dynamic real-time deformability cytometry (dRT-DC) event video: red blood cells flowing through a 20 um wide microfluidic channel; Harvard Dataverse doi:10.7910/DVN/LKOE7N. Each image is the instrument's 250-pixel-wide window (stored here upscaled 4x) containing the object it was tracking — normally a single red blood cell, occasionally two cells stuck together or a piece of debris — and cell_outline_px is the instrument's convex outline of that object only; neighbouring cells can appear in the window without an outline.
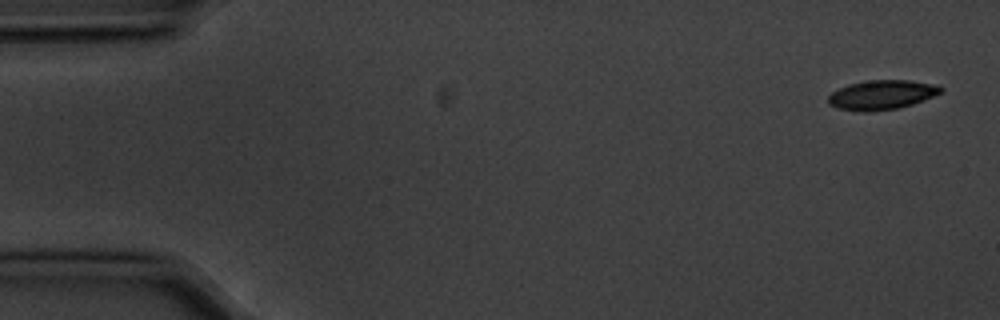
{"species": "common noctule bat (a hibernating species)", "species_latin": "Nyctalus noctula", "temperature_condition": "cold", "stored_images_in_passage": 4, "camera_frame_rate_fps": 3000, "um_per_image_px": 0.085, "animal": {"sex": "male", "body_mass_g": 20.1, "forearm_length_mm": 53.5}, "frame": {"image": 1, "passage_image": 1, "time_ms": 0.0, "image_size_px": [1000, 320], "cell_outline_px": [[944, 92], [912, 104], [896, 108], [864, 112], [836, 108], [828, 104], [828, 96], [832, 92], [848, 84], [872, 80], [908, 80], [936, 84], [944, 88]], "centroid_in_image_um": [74.96, 8.05], "position_along_channel_um": 10.0, "area_um2": 19.25}}